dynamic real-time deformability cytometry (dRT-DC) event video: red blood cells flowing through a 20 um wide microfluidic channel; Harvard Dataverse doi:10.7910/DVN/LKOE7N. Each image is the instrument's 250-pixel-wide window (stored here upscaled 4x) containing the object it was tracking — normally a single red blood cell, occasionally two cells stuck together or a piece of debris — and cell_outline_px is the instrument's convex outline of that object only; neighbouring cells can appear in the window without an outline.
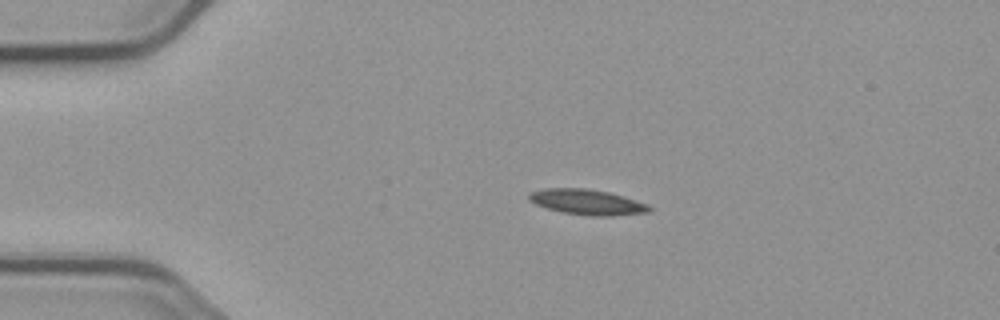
{"species": "common noctule bat (a hibernating species)", "species_latin": "Nyctalus noctula", "temperature_condition": "cold", "stored_images_in_passage": 4, "camera_frame_rate_fps": 3000, "um_per_image_px": 0.085, "animal": {"sex": "male", "body_mass_g": 23.1, "forearm_length_mm": 52.7}, "frame": {"image": 1, "passage_image": 2, "time_ms": 1.0, "image_size_px": [1000, 320], "cell_outline_px": [[652, 212], [612, 216], [592, 216], [564, 212], [548, 208], [536, 204], [528, 200], [528, 192], [544, 188], [584, 188], [608, 192], [624, 196], [648, 204], [652, 208]], "centroid_in_image_um": [49.93, 17.17], "position_along_channel_um": 35.1, "area_um2": 17.86}}
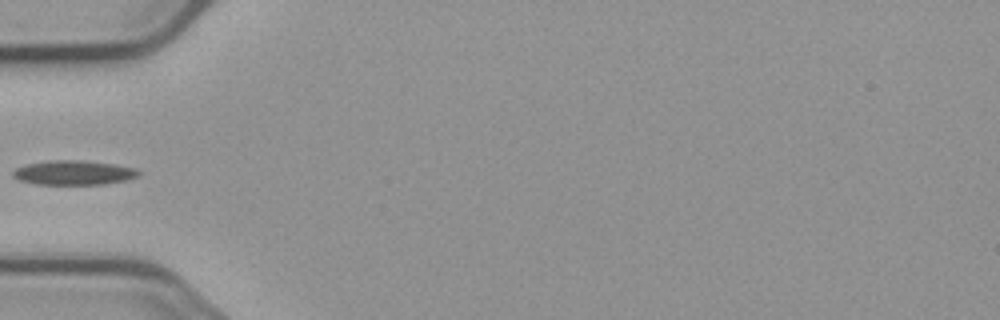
{"frame": {"image": 2, "passage_image": 4, "time_ms": 3.333, "image_size_px": [1000, 320], "cell_outline_px": [[140, 176], [124, 180], [104, 184], [36, 184], [20, 180], [12, 176], [12, 172], [16, 168], [28, 164], [52, 160], [80, 160], [116, 164], [136, 168], [140, 172]], "centroid_in_image_um": [6.29, 14.67], "position_along_channel_um": 78.7, "area_um2": 17.8}}